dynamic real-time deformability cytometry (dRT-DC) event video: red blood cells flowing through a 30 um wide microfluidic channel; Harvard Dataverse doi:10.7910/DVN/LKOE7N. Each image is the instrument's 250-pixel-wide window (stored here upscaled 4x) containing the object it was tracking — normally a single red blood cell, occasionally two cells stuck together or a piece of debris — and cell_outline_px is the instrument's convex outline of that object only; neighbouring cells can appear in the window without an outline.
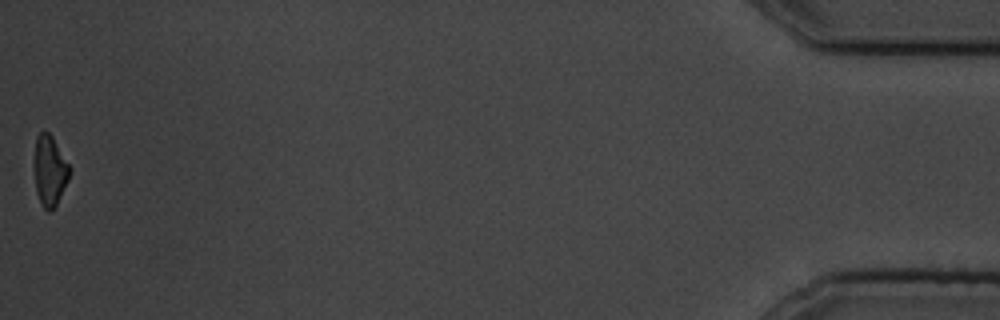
{"species": "common noctule bat (a hibernating species)", "species_latin": "Nyctalus noctula", "temperature_condition": "cold", "stored_images_in_passage": 13, "camera_frame_rate_fps": 3000, "um_per_image_px": 0.085, "animal": {"sex": "male", "body_mass_g": 19.5, "forearm_length_mm": 54.6}, "frame": {"image": 1, "passage_image": 13, "time_ms": 14.667, "image_size_px": [1000, 320], "cell_outline_px": [[72, 168], [68, 180], [56, 204], [48, 212], [44, 208], [36, 192], [32, 164], [36, 136], [40, 132], [48, 132], [52, 136]], "centroid_in_image_um": [4.2, 14.46], "position_along_channel_um": 431.0, "area_um2": 14.8}, "authors_computed_cell_mechanics": {"area_um2": 21.386, "velocity_mm_per_s": 3.4599, "shape_relaxation_time_tau1_ms": 3.1765, "shape_relaxation_time_tau2_ms": 5.7916, "deformation_change_tau1": 0.0969, "deformation_change_tau2": 0.0884}}